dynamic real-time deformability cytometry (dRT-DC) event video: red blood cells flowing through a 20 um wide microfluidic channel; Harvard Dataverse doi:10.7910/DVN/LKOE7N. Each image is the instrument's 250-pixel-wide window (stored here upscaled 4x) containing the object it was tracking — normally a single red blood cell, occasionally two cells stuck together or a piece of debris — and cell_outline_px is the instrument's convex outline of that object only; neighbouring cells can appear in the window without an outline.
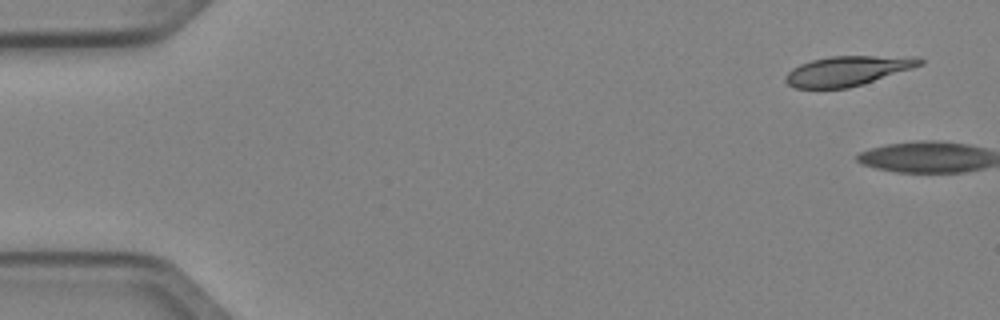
{"species": "Egyptian fruit bat (a non-hibernating species)", "species_latin": "Rousettus aegyptiacus", "temperature_condition": "cold", "stored_images_in_passage": 2, "camera_frame_rate_fps": 3000, "um_per_image_px": 0.085, "animal": {"sex": "female"}, "frame": {"image": 1, "passage_image": 1, "time_ms": 0.0, "image_size_px": [1000, 320], "cell_outline_px": [[924, 64], [912, 68], [848, 88], [796, 88], [788, 84], [784, 80], [784, 76], [792, 68], [800, 64], [812, 60], [828, 56], [920, 56], [924, 60]], "centroid_in_image_um": [72.05, 6.0], "position_along_channel_um": 13.0, "area_um2": 23.24}}